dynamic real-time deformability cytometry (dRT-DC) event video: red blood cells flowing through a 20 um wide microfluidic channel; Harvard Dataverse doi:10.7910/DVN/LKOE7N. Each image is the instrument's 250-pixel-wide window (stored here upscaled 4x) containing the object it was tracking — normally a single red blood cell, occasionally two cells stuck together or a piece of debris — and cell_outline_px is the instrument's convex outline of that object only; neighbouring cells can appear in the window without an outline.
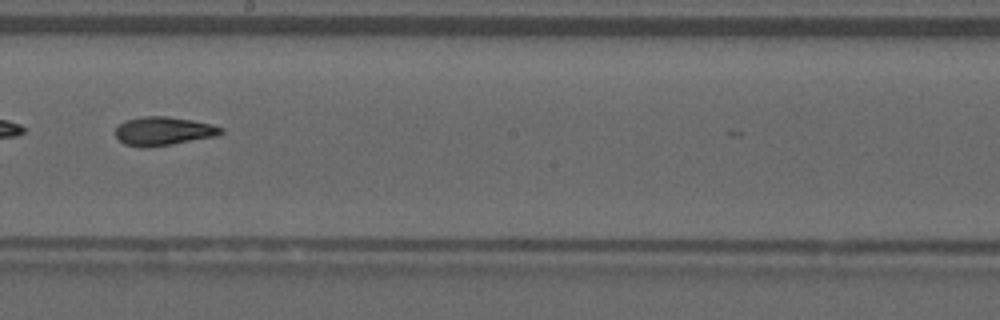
{"species": "common noctule bat (a hibernating species)", "species_latin": "Nyctalus noctula", "temperature_condition": "warm", "stored_images_in_passage": 29, "camera_frame_rate_fps": 3000, "um_per_image_px": 0.085, "animal": {"sex": "male", "forearm_length_mm": 52.5}, "frame": {"image": 1, "passage_image": 13, "time_ms": 4.0, "image_size_px": [1000, 320], "cell_outline_px": [[224, 132], [216, 136], [172, 144], [148, 148], [144, 148], [124, 144], [116, 136], [116, 128], [120, 124], [128, 120], [140, 116], [168, 116], [192, 120], [212, 124], [224, 128]], "centroid_in_image_um": [13.91, 11.14], "position_along_channel_um": 234.3, "area_um2": 17.63}}